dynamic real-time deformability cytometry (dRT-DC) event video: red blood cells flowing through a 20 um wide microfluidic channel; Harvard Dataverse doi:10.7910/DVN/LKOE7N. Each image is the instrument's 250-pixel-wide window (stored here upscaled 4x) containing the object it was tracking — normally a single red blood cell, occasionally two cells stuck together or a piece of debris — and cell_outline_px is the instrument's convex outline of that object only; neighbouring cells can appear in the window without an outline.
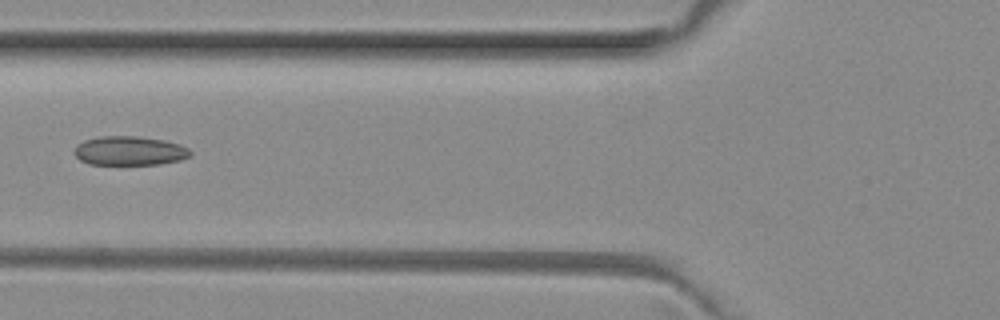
{"species": "common noctule bat (a hibernating species)", "species_latin": "Nyctalus noctula", "temperature_condition": "room temperature", "stored_images_in_passage": 6, "camera_frame_rate_fps": 3000, "um_per_image_px": 0.085, "animal": {"sex": "female", "body_mass_g": 29.2, "forearm_length_mm": 56.3}, "frame": {"image": 1, "passage_image": 6, "time_ms": 1.667, "image_size_px": [1000, 320], "cell_outline_px": [[192, 156], [180, 160], [160, 164], [88, 164], [80, 160], [72, 152], [84, 140], [100, 136], [136, 136], [164, 140], [180, 144], [188, 148], [192, 152]], "centroid_in_image_um": [11.04, 12.82], "position_along_channel_um": 114.8, "area_um2": 19.71}}